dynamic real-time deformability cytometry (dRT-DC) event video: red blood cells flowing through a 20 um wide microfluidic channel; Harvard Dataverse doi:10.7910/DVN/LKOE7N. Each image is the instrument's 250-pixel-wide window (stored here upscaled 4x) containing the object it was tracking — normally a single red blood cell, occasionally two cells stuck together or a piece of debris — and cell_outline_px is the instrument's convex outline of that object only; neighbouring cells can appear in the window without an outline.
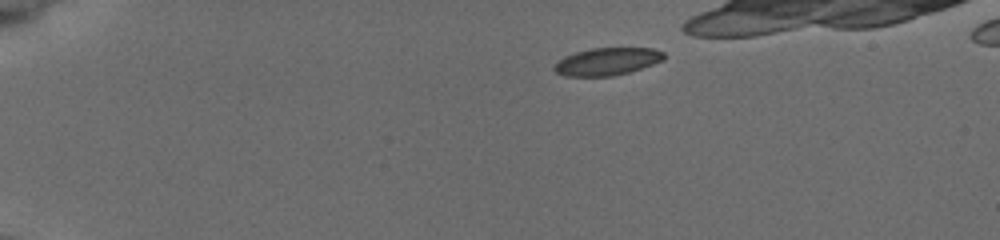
{"species": "common noctule bat (a hibernating species)", "species_latin": "Nyctalus noctula", "temperature_condition": "cold", "stored_images_in_passage": 40, "camera_frame_rate_fps": 3000, "um_per_image_px": 0.085, "animal": {"sex": "female", "body_mass_g": 19.5, "forearm_length_mm": 54.1}, "frame": {"image": 1, "passage_image": 1, "time_ms": 0.0, "image_size_px": [1000, 240], "cell_outline_px": [[664, 60], [628, 72], [612, 76], [564, 76], [556, 72], [552, 68], [552, 64], [556, 60], [564, 56], [576, 52], [592, 48], [652, 48], [664, 52]], "centroid_in_image_um": [51.54, 5.22], "position_along_channel_um": 33.5, "area_um2": 17.63}}
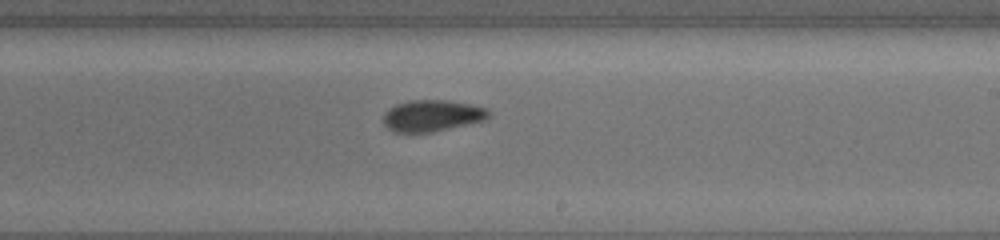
{"frame": {"image": 2, "passage_image": 25, "time_ms": 8.0, "image_size_px": [1000, 240], "cell_outline_px": [[492, 112], [484, 120], [432, 132], [396, 132], [388, 128], [384, 124], [384, 112], [388, 108], [396, 104], [408, 100], [448, 100], [472, 104], [488, 108]], "centroid_in_image_um": [36.74, 9.81], "position_along_channel_um": 252.3, "area_um2": 19.36}}
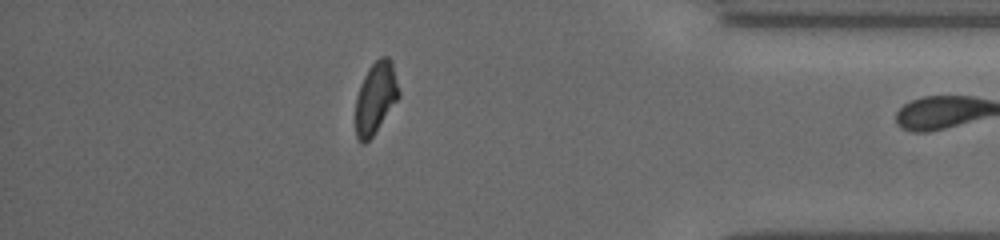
{"frame": {"image": 3, "passage_image": 39, "time_ms": 12.667, "image_size_px": [1000, 240], "cell_outline_px": [[400, 96], [372, 136], [364, 144], [360, 144], [356, 136], [356, 96], [360, 84], [368, 68], [380, 56], [388, 56], [392, 60], [400, 92]], "centroid_in_image_um": [31.93, 8.29], "position_along_channel_um": 403.3, "area_um2": 18.09}}